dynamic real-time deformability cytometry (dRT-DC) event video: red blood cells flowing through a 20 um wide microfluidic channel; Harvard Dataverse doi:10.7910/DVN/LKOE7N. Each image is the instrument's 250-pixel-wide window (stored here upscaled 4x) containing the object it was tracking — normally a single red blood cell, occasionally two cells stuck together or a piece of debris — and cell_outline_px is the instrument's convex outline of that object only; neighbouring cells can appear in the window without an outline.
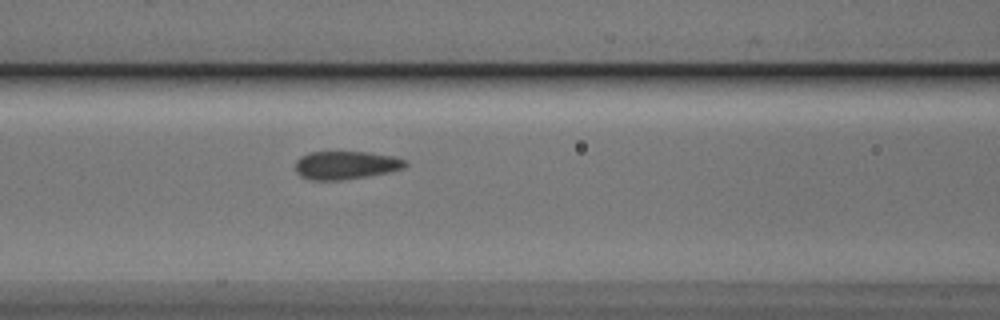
{"species": "Egyptian fruit bat (a non-hibernating species)", "species_latin": "Rousettus aegyptiacus", "temperature_condition": "cold", "stored_images_in_passage": 29, "camera_frame_rate_fps": 3000, "um_per_image_px": 0.085, "animal": {"sex": "male"}, "frame": {"image": 1, "passage_image": 6, "time_ms": 1.667, "image_size_px": [1000, 320], "cell_outline_px": [[408, 164], [404, 168], [388, 172], [368, 176], [340, 180], [312, 180], [300, 176], [296, 172], [296, 160], [300, 156], [308, 152], [368, 152], [396, 156], [404, 160]], "centroid_in_image_um": [29.39, 14.03], "position_along_channel_um": 137.2, "area_um2": 18.15}}
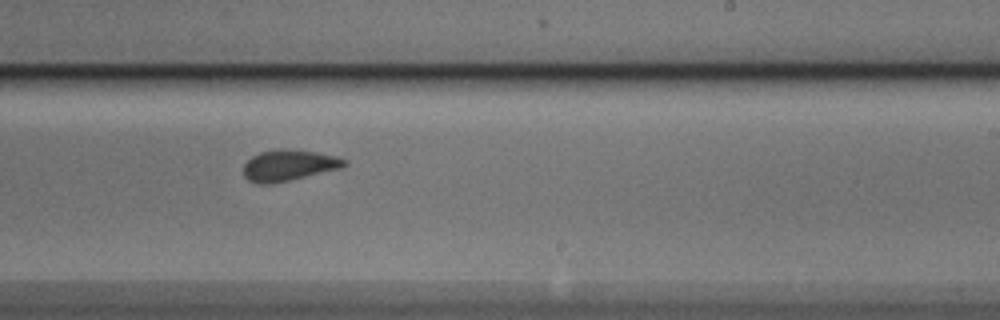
{"frame": {"image": 2, "passage_image": 16, "time_ms": 5.0, "image_size_px": [1000, 320], "cell_outline_px": [[348, 164], [344, 168], [272, 184], [256, 184], [248, 180], [244, 176], [244, 164], [252, 156], [260, 152], [276, 148], [284, 148], [312, 152], [336, 156], [348, 160]], "centroid_in_image_um": [24.56, 14.06], "position_along_channel_um": 264.4, "area_um2": 18.5}}
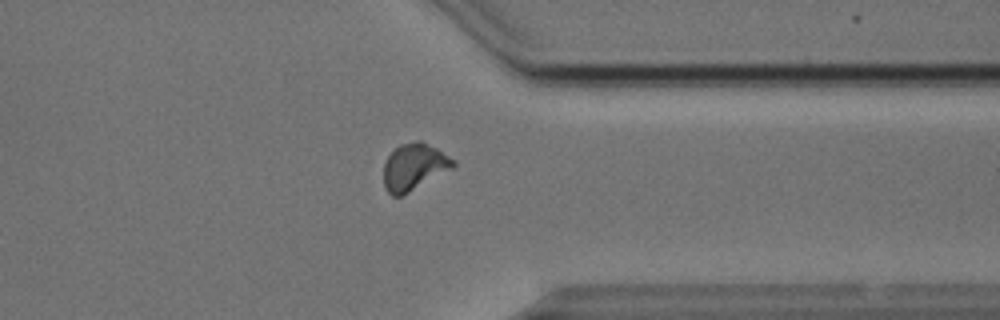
{"frame": {"image": 3, "passage_image": 25, "time_ms": 8.0, "image_size_px": [1000, 320], "cell_outline_px": [[456, 164], [452, 168], [408, 192], [400, 196], [392, 196], [388, 192], [384, 184], [384, 164], [388, 156], [400, 144], [416, 140], [420, 140], [436, 148], [456, 160]], "centroid_in_image_um": [35.19, 14.16], "position_along_channel_um": 376.2, "area_um2": 18.61}}